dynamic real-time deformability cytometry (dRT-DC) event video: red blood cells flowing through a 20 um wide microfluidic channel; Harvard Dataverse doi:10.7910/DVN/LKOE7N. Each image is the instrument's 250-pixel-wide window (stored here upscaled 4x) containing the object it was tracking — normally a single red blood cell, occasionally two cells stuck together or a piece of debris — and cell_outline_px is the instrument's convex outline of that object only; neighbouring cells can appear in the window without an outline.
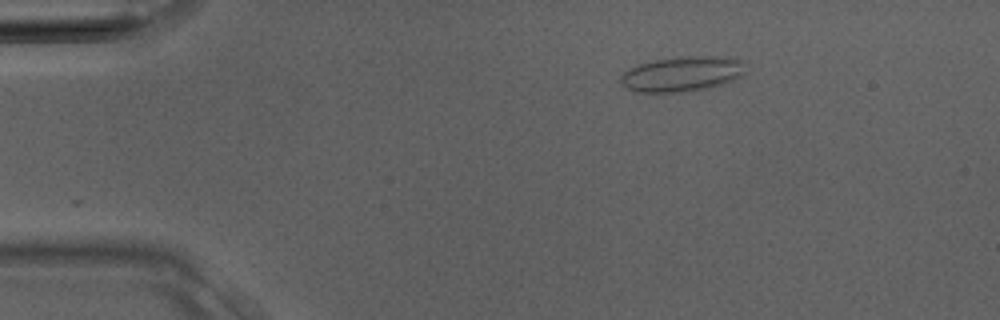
{"species": "Egyptian fruit bat (a non-hibernating species)", "species_latin": "Rousettus aegyptiacus", "temperature_condition": "room temperature", "stored_images_in_passage": 7, "camera_frame_rate_fps": 3000, "um_per_image_px": 0.085, "animal": {"sex": "male"}, "frame": {"image": 1, "passage_image": 2, "time_ms": 0.333, "image_size_px": [1000, 320], "cell_outline_px": [[748, 72], [744, 76], [724, 84], [708, 88], [680, 92], [632, 92], [620, 84], [620, 76], [624, 72], [636, 64], [656, 60], [680, 56], [728, 56], [744, 60]], "centroid_in_image_um": [58.04, 6.28], "position_along_channel_um": 27.0, "area_um2": 26.3}}